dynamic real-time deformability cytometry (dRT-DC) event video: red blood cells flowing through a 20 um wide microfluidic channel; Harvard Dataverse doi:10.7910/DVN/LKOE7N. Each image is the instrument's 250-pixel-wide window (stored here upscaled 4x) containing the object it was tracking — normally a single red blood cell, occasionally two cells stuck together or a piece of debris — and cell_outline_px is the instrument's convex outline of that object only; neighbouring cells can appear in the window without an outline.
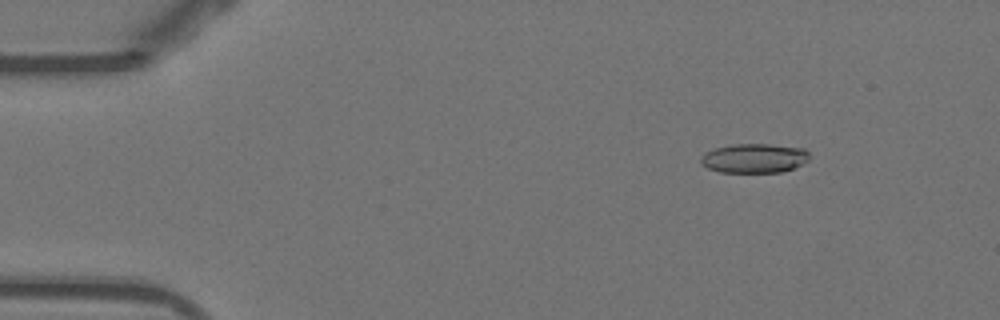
{"species": "Egyptian fruit bat (a non-hibernating species)", "species_latin": "Rousettus aegyptiacus", "temperature_condition": "warm", "stored_images_in_passage": 52, "camera_frame_rate_fps": 3000, "um_per_image_px": 0.085, "animal": {"sex": "female"}, "frame": {"image": 1, "passage_image": 6, "time_ms": 1.667, "image_size_px": [1000, 320], "cell_outline_px": [[808, 160], [792, 168], [780, 172], [720, 172], [708, 168], [700, 164], [700, 156], [704, 152], [716, 148], [732, 144], [768, 144], [804, 148], [808, 152]], "centroid_in_image_um": [64.05, 13.44], "position_along_channel_um": 20.9, "area_um2": 18.5}}
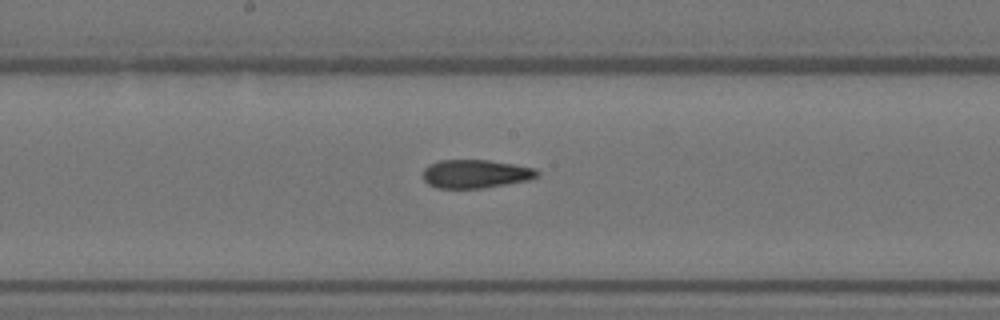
{"frame": {"image": 2, "passage_image": 27, "time_ms": 8.667, "image_size_px": [1000, 320], "cell_outline_px": [[540, 176], [528, 180], [484, 188], [436, 188], [428, 184], [424, 180], [424, 168], [428, 164], [440, 160], [488, 160], [536, 168], [540, 172]], "centroid_in_image_um": [40.43, 14.78], "position_along_channel_um": 207.8, "area_um2": 19.02}}
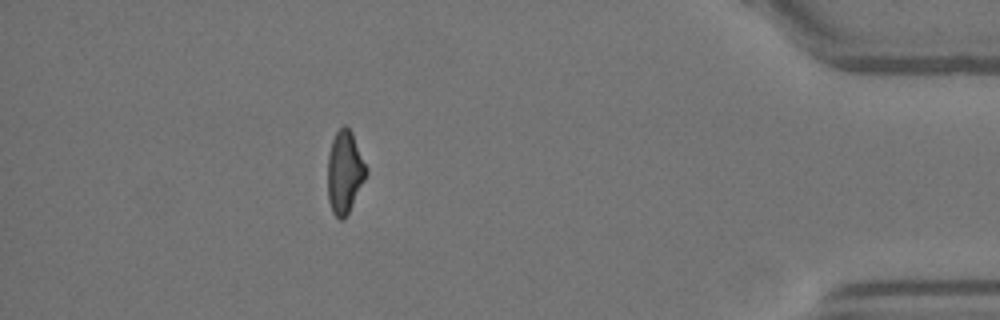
{"frame": {"image": 3, "passage_image": 46, "time_ms": 15.0, "image_size_px": [1000, 320], "cell_outline_px": [[368, 172], [344, 220], [340, 220], [332, 212], [328, 200], [328, 152], [332, 140], [336, 132], [344, 124], [352, 132], [368, 168]], "centroid_in_image_um": [29.29, 14.61], "position_along_channel_um": 405.9, "area_um2": 18.5}, "authors_computed_cell_mechanics": {"area_um2": 19.2185, "velocity_mm_per_s": 3.8901, "shape_relaxation_time_tau1_ms": null, "shape_relaxation_time_tau2_ms": 2.1821, "deformation_change_tau1": null, "deformation_change_tau2": 0.0991}}